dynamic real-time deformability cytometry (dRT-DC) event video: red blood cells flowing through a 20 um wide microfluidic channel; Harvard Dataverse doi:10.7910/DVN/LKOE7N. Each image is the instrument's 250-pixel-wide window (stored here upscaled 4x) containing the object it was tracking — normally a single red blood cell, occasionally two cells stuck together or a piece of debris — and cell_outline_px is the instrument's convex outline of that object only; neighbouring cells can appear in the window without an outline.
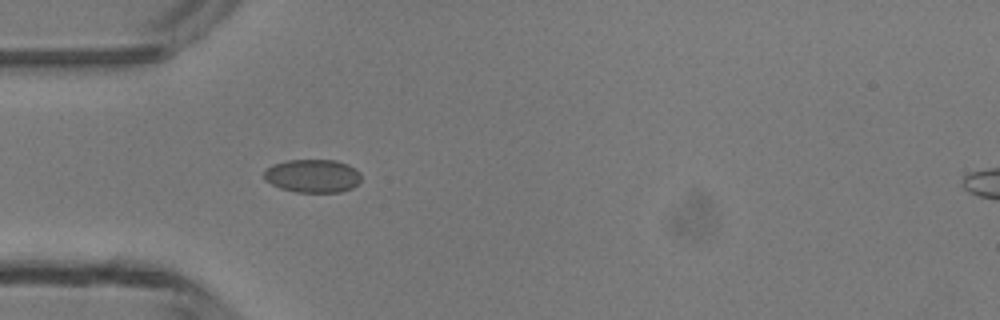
{"species": "common noctule bat (a hibernating species)", "species_latin": "Nyctalus noctula", "temperature_condition": "room temperature", "stored_images_in_passage": 5, "camera_frame_rate_fps": 3000, "um_per_image_px": 0.085, "animal": {"sex": "male", "body_mass_g": 13.3}, "frame": {"image": 1, "passage_image": 5, "time_ms": 4.667, "image_size_px": [1000, 320], "cell_outline_px": [[360, 180], [352, 188], [340, 192], [296, 192], [280, 188], [264, 180], [264, 172], [272, 164], [284, 160], [336, 160], [348, 164], [360, 172]], "centroid_in_image_um": [26.56, 14.94], "position_along_channel_um": 58.4, "area_um2": 18.9}}